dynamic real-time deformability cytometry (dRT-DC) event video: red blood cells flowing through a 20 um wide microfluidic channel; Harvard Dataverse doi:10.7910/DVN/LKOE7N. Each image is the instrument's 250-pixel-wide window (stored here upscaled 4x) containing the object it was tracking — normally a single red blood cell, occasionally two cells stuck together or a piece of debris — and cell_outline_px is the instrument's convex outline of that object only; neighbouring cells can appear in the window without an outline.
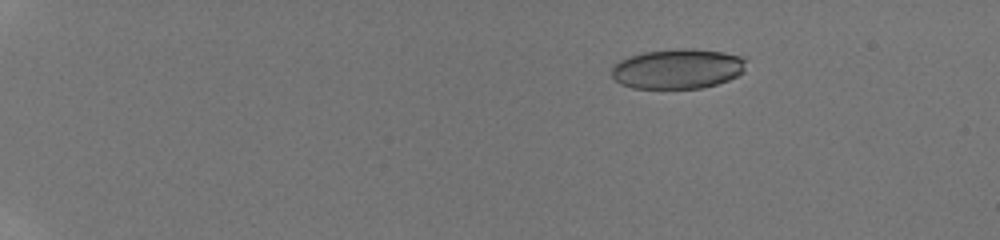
{"species": "human", "species_latin": "Homo sapiens", "temperature_condition": "room temperature", "stored_images_in_passage": 13, "camera_frame_rate_fps": 3000, "um_per_image_px": 0.085, "donor": {"sex": "male"}, "frame": {"image": 1, "passage_image": 5, "time_ms": 3.333, "image_size_px": [1000, 240], "cell_outline_px": [[748, 60], [744, 72], [728, 80], [716, 84], [700, 88], [632, 88], [620, 84], [612, 76], [612, 64], [628, 56], [644, 52], [676, 48], [692, 48], [724, 52], [740, 56]], "centroid_in_image_um": [57.6, 5.83], "position_along_channel_um": 27.4, "area_um2": 31.62}}
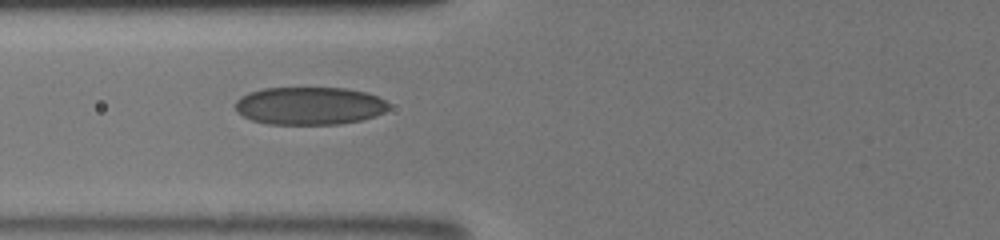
{"frame": {"image": 2, "passage_image": 11, "time_ms": 8.333, "image_size_px": [1000, 240], "cell_outline_px": [[388, 108], [384, 112], [360, 120], [340, 124], [268, 124], [252, 120], [236, 112], [236, 100], [240, 96], [248, 92], [264, 88], [344, 88], [364, 92], [376, 96], [384, 100], [388, 104]], "centroid_in_image_um": [26.25, 8.99], "position_along_channel_um": 99.5, "area_um2": 33.64}}
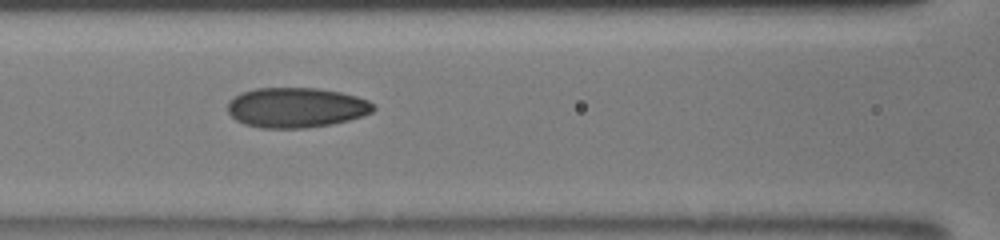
{"frame": {"image": 3, "passage_image": 12, "time_ms": 9.333, "image_size_px": [1000, 240], "cell_outline_px": [[376, 108], [372, 112], [364, 116], [332, 124], [304, 128], [260, 128], [244, 124], [236, 120], [228, 112], [228, 100], [244, 92], [256, 88], [316, 88], [340, 92], [356, 96], [368, 100]], "centroid_in_image_um": [25.18, 9.15], "position_along_channel_um": 141.4, "area_um2": 33.99}}